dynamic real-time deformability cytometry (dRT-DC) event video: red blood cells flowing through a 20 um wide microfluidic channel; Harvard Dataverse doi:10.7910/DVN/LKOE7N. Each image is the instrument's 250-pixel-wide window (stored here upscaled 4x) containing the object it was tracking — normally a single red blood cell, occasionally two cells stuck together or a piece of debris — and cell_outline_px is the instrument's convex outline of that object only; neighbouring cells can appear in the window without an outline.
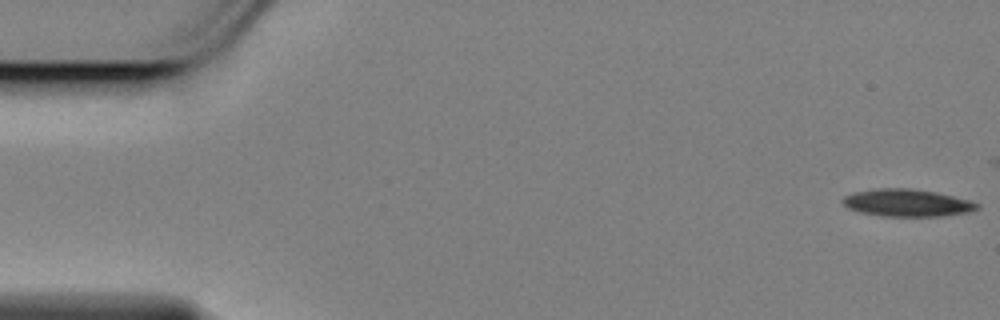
{"species": "Egyptian fruit bat (a non-hibernating species)", "species_latin": "Rousettus aegyptiacus", "temperature_condition": "cold", "stored_images_in_passage": 19, "camera_frame_rate_fps": 3000, "um_per_image_px": 0.085, "animal": {"sex": "female"}, "frame": {"image": 1, "passage_image": 1, "time_ms": 0.0, "image_size_px": [1000, 320], "cell_outline_px": [[980, 208], [968, 212], [944, 216], [884, 216], [860, 212], [848, 208], [840, 200], [844, 196], [856, 192], [880, 188], [912, 188], [936, 192], [968, 200], [980, 204]], "centroid_in_image_um": [77.11, 17.24], "position_along_channel_um": 7.9, "area_um2": 21.33}}
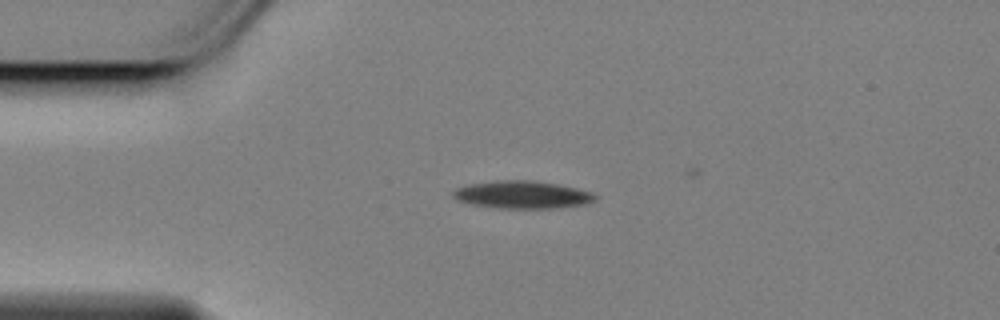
{"frame": {"image": 2, "passage_image": 13, "time_ms": 4.0, "image_size_px": [1000, 320], "cell_outline_px": [[596, 200], [588, 204], [560, 208], [496, 208], [468, 204], [456, 200], [452, 196], [452, 192], [456, 188], [464, 184], [496, 180], [532, 180], [556, 184], [576, 188], [592, 192], [596, 196]], "centroid_in_image_um": [44.35, 16.55], "position_along_channel_um": 40.7, "area_um2": 23.29}}
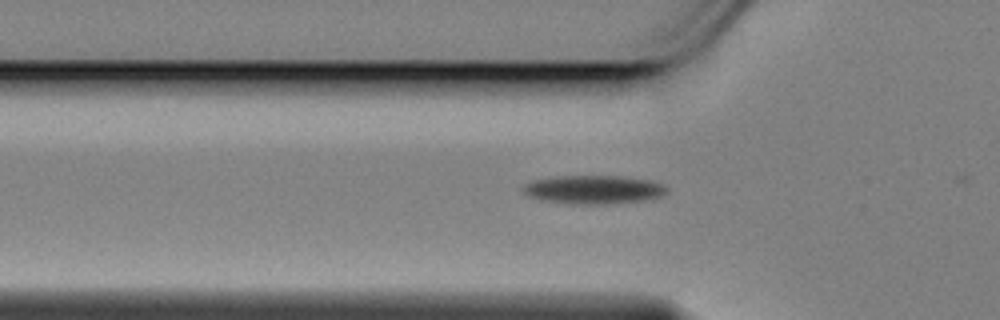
{"frame": {"image": 3, "passage_image": 18, "time_ms": 5.667, "image_size_px": [1000, 320], "cell_outline_px": [[668, 192], [660, 196], [644, 200], [604, 204], [584, 204], [544, 200], [528, 196], [520, 188], [524, 184], [536, 180], [560, 176], [616, 176], [648, 180], [664, 184], [668, 188]], "centroid_in_image_um": [50.47, 16.11], "position_along_channel_um": 75.3, "area_um2": 23.52}}